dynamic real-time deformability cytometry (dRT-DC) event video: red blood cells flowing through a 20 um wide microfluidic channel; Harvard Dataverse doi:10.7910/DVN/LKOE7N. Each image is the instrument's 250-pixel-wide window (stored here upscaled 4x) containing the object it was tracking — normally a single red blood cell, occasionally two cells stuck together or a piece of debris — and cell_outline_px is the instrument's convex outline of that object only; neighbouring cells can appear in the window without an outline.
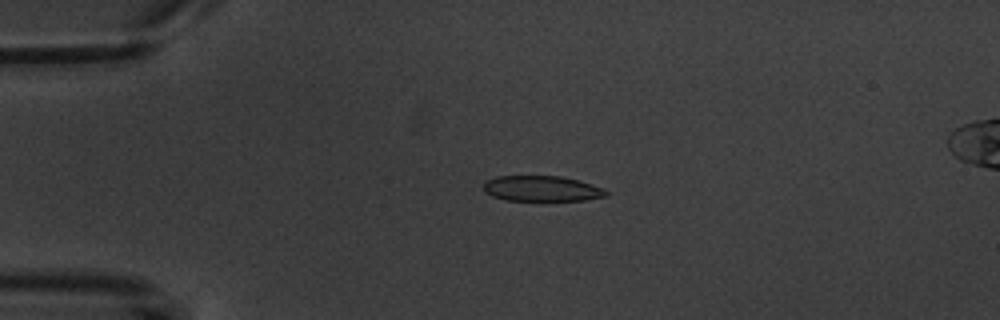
{"species": "common noctule bat (a hibernating species)", "species_latin": "Nyctalus noctula", "temperature_condition": "warm", "stored_images_in_passage": 4, "camera_frame_rate_fps": 3000, "um_per_image_px": 0.085, "animal": {"sex": "male", "body_mass_g": 20.1, "forearm_length_mm": 53.5}, "frame": {"image": 1, "passage_image": 3, "time_ms": 4.0, "image_size_px": [1000, 320], "cell_outline_px": [[608, 196], [584, 200], [504, 200], [492, 196], [484, 192], [484, 180], [496, 176], [560, 176], [580, 180], [604, 188], [608, 192]], "centroid_in_image_um": [46.05, 16.02], "position_along_channel_um": 39.0, "area_um2": 18.38}}